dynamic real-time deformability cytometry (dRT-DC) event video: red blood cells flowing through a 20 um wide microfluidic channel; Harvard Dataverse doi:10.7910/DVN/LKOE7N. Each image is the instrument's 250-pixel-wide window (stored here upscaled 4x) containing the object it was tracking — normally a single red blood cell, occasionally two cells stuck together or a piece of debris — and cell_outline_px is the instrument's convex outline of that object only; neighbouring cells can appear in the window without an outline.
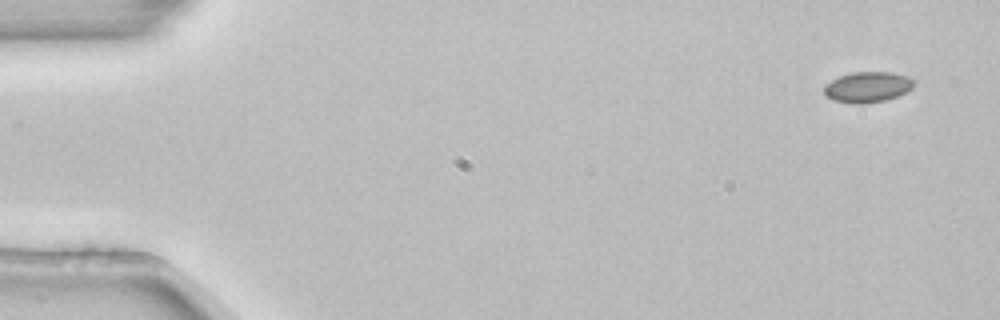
{"species": "common noctule bat (a hibernating species)", "species_latin": "Nyctalus noctula", "temperature_condition": "room temperature", "stored_images_in_passage": 4, "camera_frame_rate_fps": 3000, "um_per_image_px": 0.085, "animal": {"sex": "female", "body_mass_g": 22.7, "forearm_length_mm": 54.2}, "frame": {"image": 1, "passage_image": 1, "time_ms": 0.0, "image_size_px": [1000, 320], "cell_outline_px": [[916, 80], [912, 88], [896, 96], [884, 100], [860, 104], [856, 104], [832, 100], [824, 96], [824, 84], [840, 76], [852, 72], [892, 72], [908, 76]], "centroid_in_image_um": [73.72, 7.39], "position_along_channel_um": 11.3, "area_um2": 16.07}}
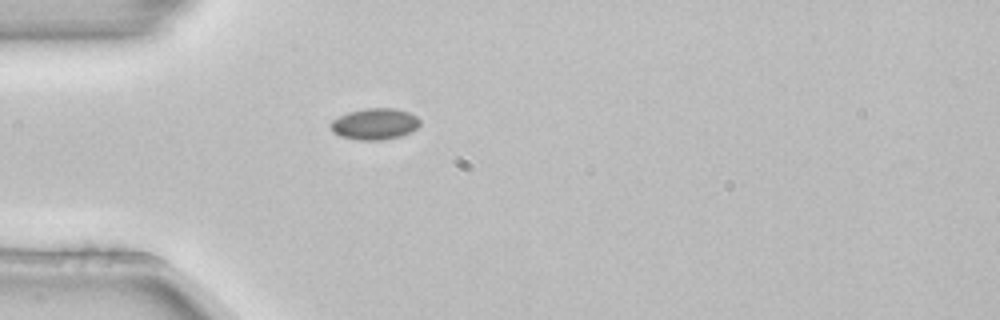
{"frame": {"image": 2, "passage_image": 4, "time_ms": 1.0, "image_size_px": [1000, 320], "cell_outline_px": [[420, 124], [416, 128], [400, 136], [380, 140], [360, 140], [340, 136], [332, 132], [328, 124], [332, 120], [348, 112], [364, 108], [392, 108], [408, 112], [416, 116], [420, 120]], "centroid_in_image_um": [31.81, 10.53], "position_along_channel_um": 53.2, "area_um2": 16.24}}